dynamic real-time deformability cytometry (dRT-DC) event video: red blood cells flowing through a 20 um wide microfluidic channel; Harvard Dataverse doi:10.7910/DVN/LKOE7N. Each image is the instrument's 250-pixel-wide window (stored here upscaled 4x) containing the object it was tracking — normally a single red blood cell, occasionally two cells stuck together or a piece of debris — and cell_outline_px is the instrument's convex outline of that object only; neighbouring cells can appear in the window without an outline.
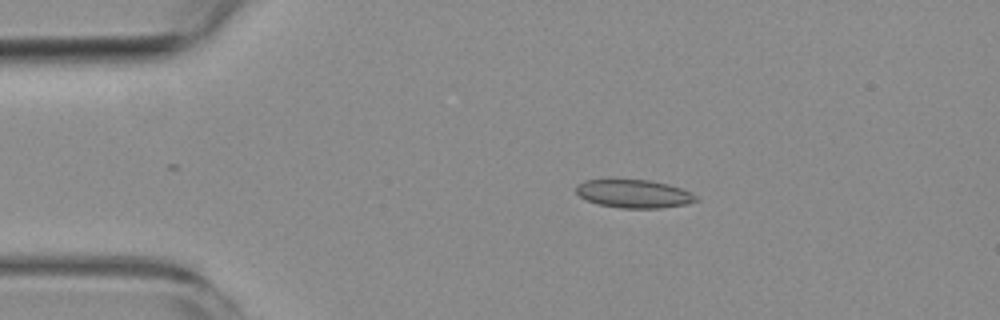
{"species": "common noctule bat (a hibernating species)", "species_latin": "Nyctalus noctula", "temperature_condition": "room temperature", "stored_images_in_passage": 7, "camera_frame_rate_fps": 3000, "um_per_image_px": 0.085, "animal": {"sex": "female", "body_mass_g": 19.3, "forearm_length_mm": 54.1}, "frame": {"image": 1, "passage_image": 1, "time_ms": 0.0, "image_size_px": [1000, 320], "cell_outline_px": [[700, 200], [688, 204], [660, 208], [620, 208], [596, 204], [580, 196], [576, 192], [576, 184], [584, 180], [648, 180], [668, 184], [680, 188], [696, 196]], "centroid_in_image_um": [53.87, 16.48], "position_along_channel_um": 31.1, "area_um2": 19.65}}
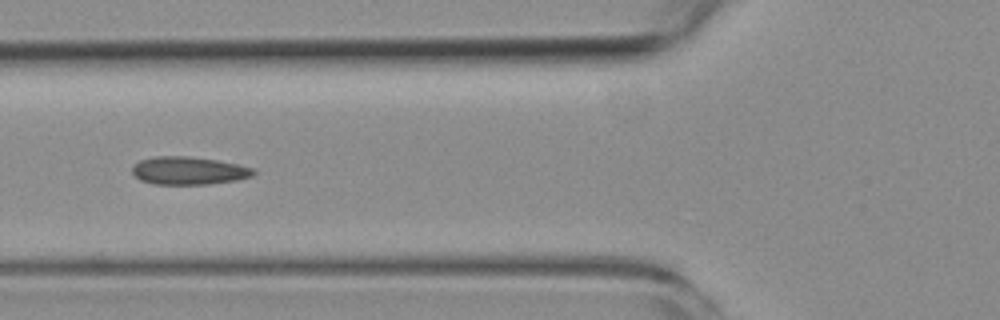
{"frame": {"image": 2, "passage_image": 4, "time_ms": 3.333, "image_size_px": [1000, 320], "cell_outline_px": [[256, 172], [252, 176], [236, 180], [208, 184], [152, 184], [140, 180], [132, 172], [132, 164], [140, 160], [156, 156], [188, 156], [216, 160], [256, 168]], "centroid_in_image_um": [16.02, 14.5], "position_along_channel_um": 109.8, "area_um2": 19.77}}
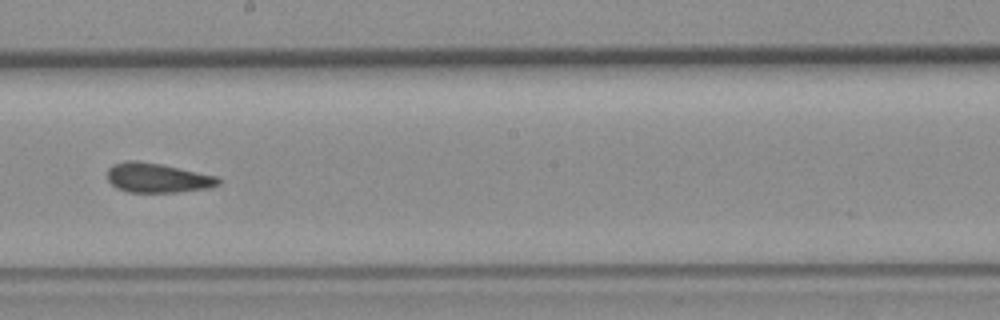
{"frame": {"image": 3, "passage_image": 7, "time_ms": 6.667, "image_size_px": [1000, 320], "cell_outline_px": [[220, 184], [208, 188], [176, 192], [128, 192], [116, 188], [108, 180], [108, 168], [112, 164], [124, 160], [136, 160], [160, 164], [216, 176], [220, 180]], "centroid_in_image_um": [13.33, 15.11], "position_along_channel_um": 234.9, "area_um2": 19.02}}